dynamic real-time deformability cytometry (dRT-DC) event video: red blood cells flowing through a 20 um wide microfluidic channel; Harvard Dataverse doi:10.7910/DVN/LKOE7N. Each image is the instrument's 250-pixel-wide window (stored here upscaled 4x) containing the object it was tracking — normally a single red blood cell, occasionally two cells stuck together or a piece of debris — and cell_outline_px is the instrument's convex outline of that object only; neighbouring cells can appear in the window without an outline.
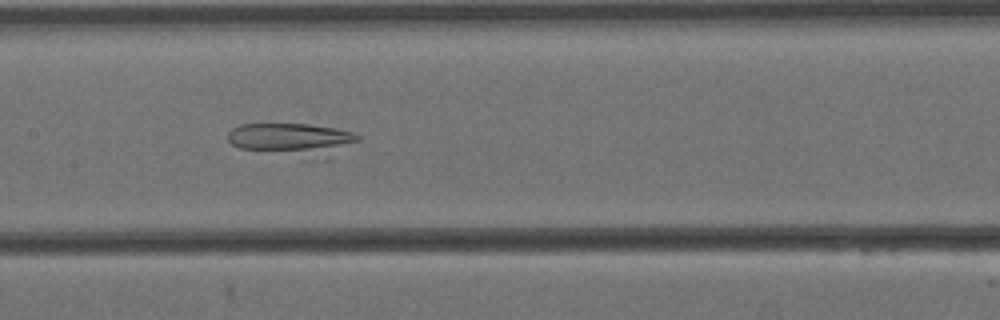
{"species": "Egyptian fruit bat (a non-hibernating species)", "species_latin": "Rousettus aegyptiacus", "temperature_condition": "cold", "stored_images_in_passage": 9, "camera_frame_rate_fps": 3000, "um_per_image_px": 0.085, "animal": {"sex": "female"}, "frame": {"image": 1, "passage_image": 7, "time_ms": 2.0, "image_size_px": [1000, 320], "cell_outline_px": [[360, 140], [332, 160], [324, 160], [240, 148], [232, 144], [228, 140], [228, 132], [232, 128], [240, 124], [308, 124], [336, 128], [352, 132], [360, 136]], "centroid_in_image_um": [24.97, 11.87], "position_along_channel_um": 182.4, "area_um2": 25.37}}
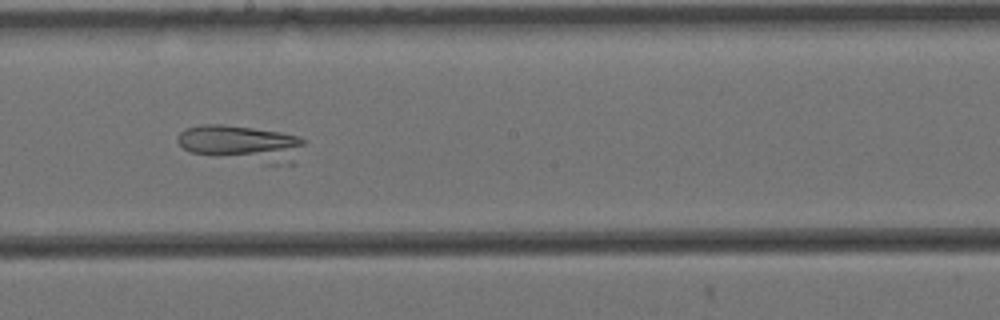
{"frame": {"image": 2, "passage_image": 8, "time_ms": 2.333, "image_size_px": [1000, 320], "cell_outline_px": [[308, 140], [296, 164], [264, 164], [192, 152], [184, 148], [176, 140], [180, 132], [184, 128], [204, 124], [220, 124], [252, 128], [280, 132], [300, 136]], "centroid_in_image_um": [20.66, 12.21], "position_along_channel_um": 227.5, "area_um2": 27.28}}
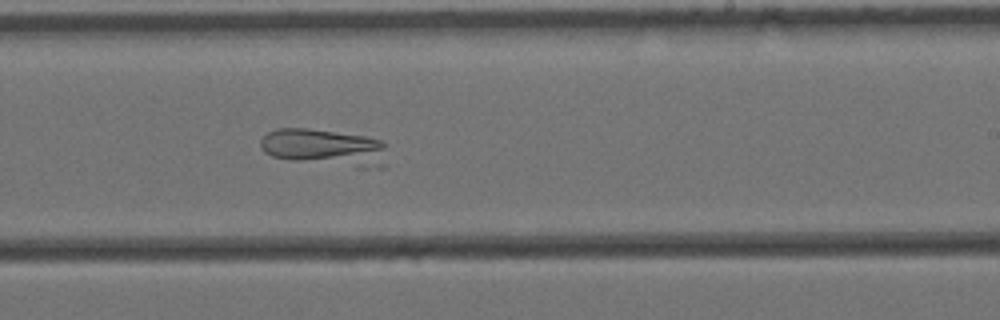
{"frame": {"image": 3, "passage_image": 9, "time_ms": 2.667, "image_size_px": [1000, 320], "cell_outline_px": [[388, 144], [384, 168], [360, 168], [292, 160], [272, 156], [264, 152], [260, 148], [260, 140], [268, 132], [276, 128], [308, 128], [368, 136], [384, 140]], "centroid_in_image_um": [27.67, 12.54], "position_along_channel_um": 261.3, "area_um2": 28.03}}